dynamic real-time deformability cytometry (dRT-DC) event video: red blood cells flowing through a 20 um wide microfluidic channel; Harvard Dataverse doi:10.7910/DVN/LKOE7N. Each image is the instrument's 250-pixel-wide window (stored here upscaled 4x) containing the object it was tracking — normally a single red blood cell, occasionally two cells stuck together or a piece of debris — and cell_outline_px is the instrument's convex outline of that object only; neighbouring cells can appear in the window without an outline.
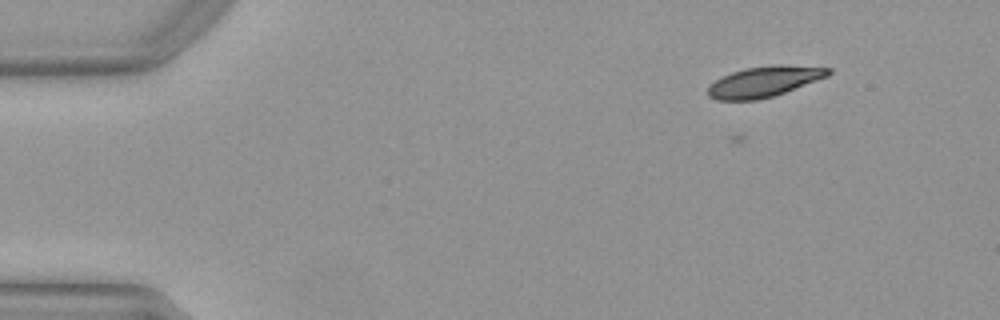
{"species": "Egyptian fruit bat (a non-hibernating species)", "species_latin": "Rousettus aegyptiacus", "temperature_condition": "warm", "stored_images_in_passage": 56, "camera_frame_rate_fps": 3000, "um_per_image_px": 0.085, "animal": {"sex": "female"}, "frame": {"image": 1, "passage_image": 10, "time_ms": 3.0, "image_size_px": [1000, 320], "cell_outline_px": [[832, 72], [828, 76], [784, 92], [772, 96], [756, 100], [716, 100], [708, 96], [708, 88], [720, 76], [744, 68], [772, 64], [780, 64], [832, 68]], "centroid_in_image_um": [64.95, 6.92], "position_along_channel_um": 20.1, "area_um2": 21.44}}
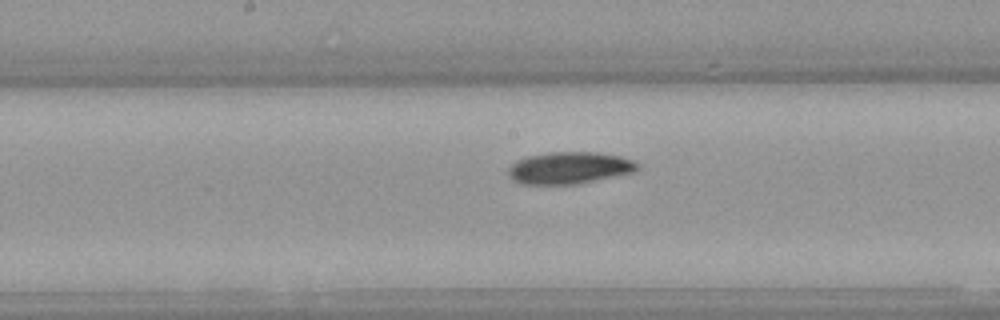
{"frame": {"image": 2, "passage_image": 31, "time_ms": 10.0, "image_size_px": [1000, 320], "cell_outline_px": [[640, 168], [632, 172], [580, 184], [520, 184], [512, 180], [508, 176], [508, 168], [516, 160], [524, 156], [552, 152], [596, 152], [620, 156], [632, 160]], "centroid_in_image_um": [48.34, 14.27], "position_along_channel_um": 199.9, "area_um2": 24.16}}
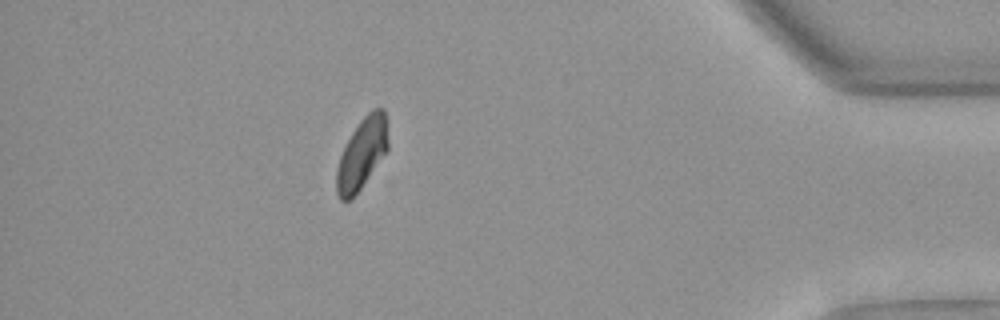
{"frame": {"image": 3, "passage_image": 50, "time_ms": 16.333, "image_size_px": [1000, 320], "cell_outline_px": [[388, 148], [360, 188], [348, 200], [340, 200], [336, 192], [336, 168], [340, 156], [352, 132], [360, 120], [372, 108], [384, 108], [388, 140]], "centroid_in_image_um": [30.74, 13.02], "position_along_channel_um": 404.5, "area_um2": 20.75}, "authors_computed_cell_mechanics": {"area_um2": 22.3397, "velocity_mm_per_s": 3.9641, "shape_relaxation_time_tau1_ms": 5.5789, "shape_relaxation_time_tau2_ms": null, "deformation_change_tau1": 0.1546, "deformation_change_tau2": null}}